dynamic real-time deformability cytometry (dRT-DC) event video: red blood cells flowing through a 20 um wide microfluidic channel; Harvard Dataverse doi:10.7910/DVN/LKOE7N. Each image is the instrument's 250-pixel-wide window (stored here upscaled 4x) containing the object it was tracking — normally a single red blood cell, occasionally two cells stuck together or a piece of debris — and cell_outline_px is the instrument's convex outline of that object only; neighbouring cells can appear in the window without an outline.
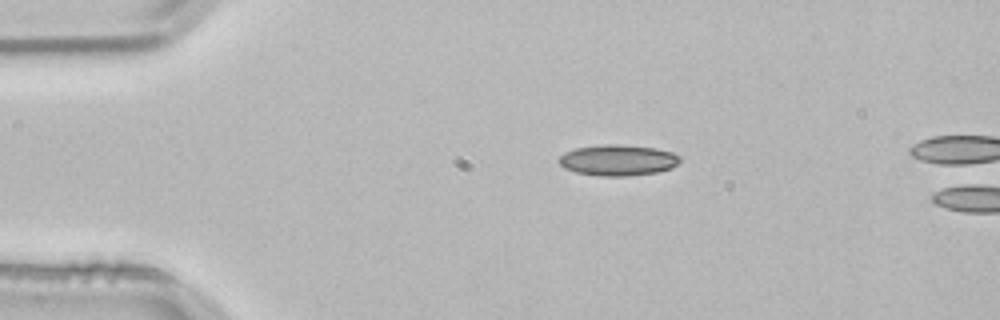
{"species": "common noctule bat (a hibernating species)", "species_latin": "Nyctalus noctula", "temperature_condition": "room temperature", "stored_images_in_passage": 42, "camera_frame_rate_fps": 3000, "um_per_image_px": 0.085, "animal": {"sex": "male", "body_mass_g": 21.5, "forearm_length_mm": 52.0}, "frame": {"image": 1, "passage_image": 1, "time_ms": 0.0, "image_size_px": [1000, 320], "cell_outline_px": [[680, 160], [672, 168], [656, 172], [628, 176], [600, 176], [576, 172], [564, 168], [556, 160], [564, 152], [576, 148], [600, 144], [624, 144], [656, 148], [672, 152], [680, 156]], "centroid_in_image_um": [52.5, 13.6], "position_along_channel_um": 32.5, "area_um2": 22.02}}
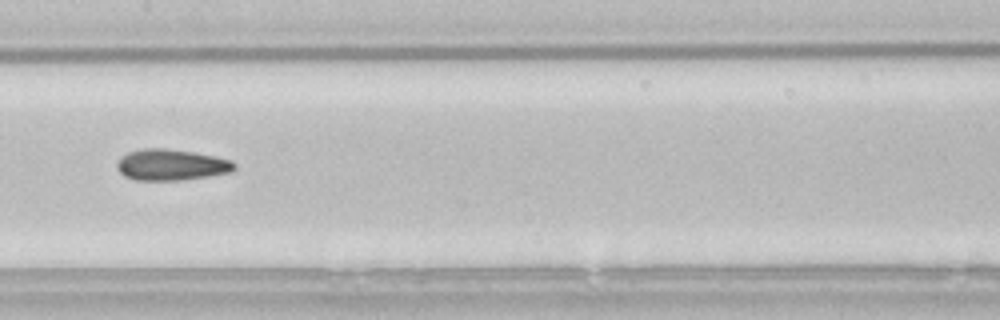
{"frame": {"image": 2, "passage_image": 17, "time_ms": 5.333, "image_size_px": [1000, 320], "cell_outline_px": [[236, 168], [232, 172], [208, 176], [180, 180], [136, 180], [124, 176], [116, 168], [116, 160], [120, 156], [128, 152], [144, 148], [164, 148], [192, 152], [216, 156], [232, 160], [236, 164]], "centroid_in_image_um": [14.54, 14.0], "position_along_channel_um": 192.9, "area_um2": 21.5}}
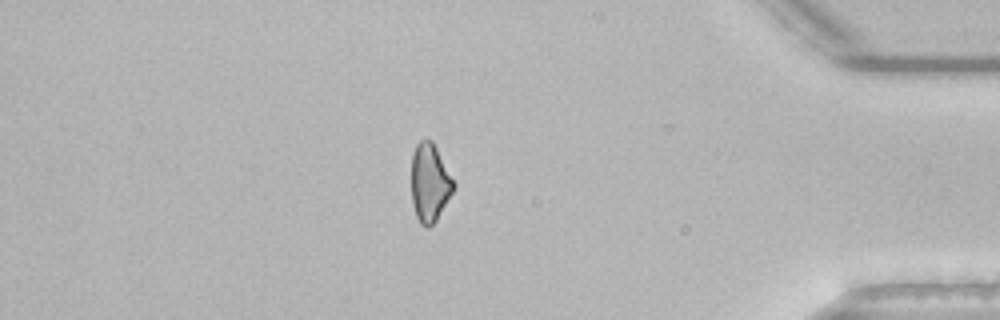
{"frame": {"image": 3, "passage_image": 36, "time_ms": 11.667, "image_size_px": [1000, 320], "cell_outline_px": [[456, 184], [452, 192], [436, 220], [428, 228], [424, 228], [420, 224], [416, 216], [412, 204], [412, 152], [416, 144], [420, 140], [432, 140]], "centroid_in_image_um": [36.51, 15.54], "position_along_channel_um": 398.7, "area_um2": 19.13}}